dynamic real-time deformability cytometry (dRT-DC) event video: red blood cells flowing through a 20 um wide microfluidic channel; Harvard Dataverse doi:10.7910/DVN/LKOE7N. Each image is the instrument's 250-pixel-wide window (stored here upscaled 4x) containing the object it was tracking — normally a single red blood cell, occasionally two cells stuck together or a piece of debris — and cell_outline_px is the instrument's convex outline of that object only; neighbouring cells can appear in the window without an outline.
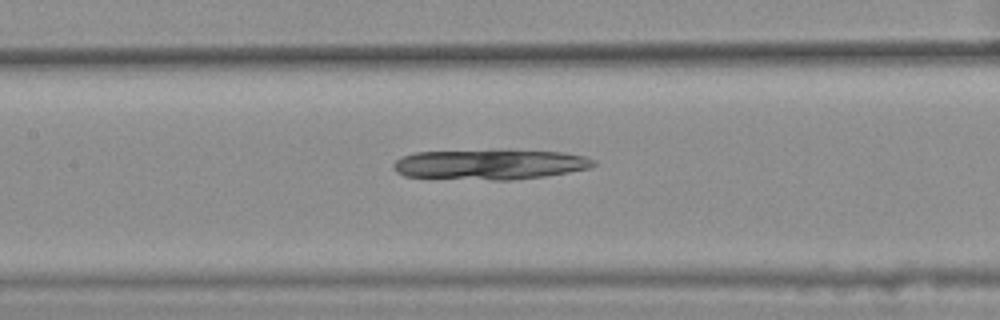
{"species": "common noctule bat (a hibernating species)", "species_latin": "Nyctalus noctula", "temperature_condition": "warm", "stored_images_in_passage": 41, "camera_frame_rate_fps": 3000, "um_per_image_px": 0.085, "animal": {"sex": "female", "body_mass_g": 25.1}, "frame": {"image": 1, "passage_image": 18, "time_ms": 5.667, "image_size_px": [1000, 320], "cell_outline_px": [[596, 164], [592, 168], [544, 176], [512, 180], [492, 180], [404, 176], [396, 172], [392, 164], [396, 160], [404, 156], [416, 152], [564, 152], [588, 156], [596, 160]], "centroid_in_image_um": [41.7, 14.01], "position_along_channel_um": 165.7, "area_um2": 34.16}}
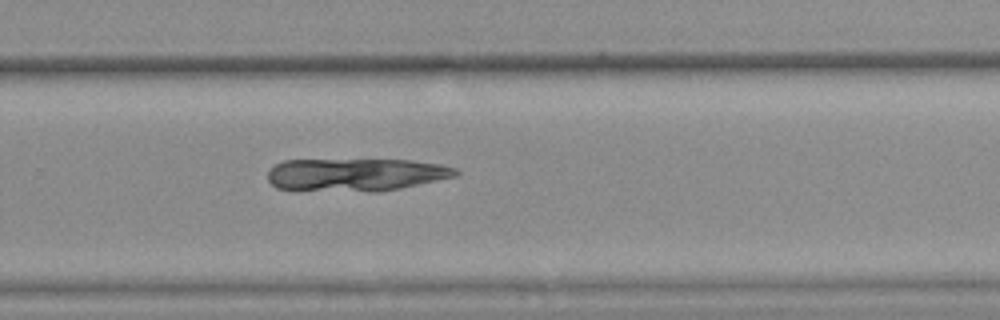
{"frame": {"image": 2, "passage_image": 29, "time_ms": 9.333, "image_size_px": [1000, 320], "cell_outline_px": [[460, 172], [456, 176], [400, 188], [376, 192], [372, 192], [276, 188], [268, 180], [268, 172], [276, 164], [284, 160], [408, 160], [440, 164], [456, 168]], "centroid_in_image_um": [30.26, 14.84], "position_along_channel_um": 299.5, "area_um2": 35.6}}